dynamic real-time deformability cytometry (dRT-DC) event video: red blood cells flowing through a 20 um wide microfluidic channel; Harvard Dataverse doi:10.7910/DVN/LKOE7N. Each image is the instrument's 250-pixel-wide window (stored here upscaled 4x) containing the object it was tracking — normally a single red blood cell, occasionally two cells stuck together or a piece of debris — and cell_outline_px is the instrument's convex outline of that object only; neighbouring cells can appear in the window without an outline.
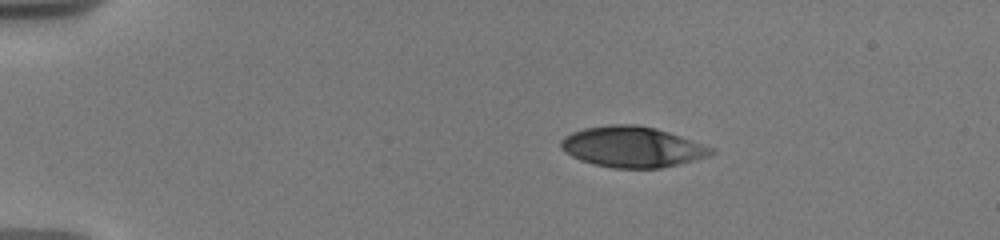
{"species": "human", "species_latin": "Homo sapiens", "temperature_condition": "warm", "stored_images_in_passage": 49, "camera_frame_rate_fps": 3000, "um_per_image_px": 0.085, "donor": {"sex": "male"}, "frame": {"image": 1, "passage_image": 1, "time_ms": 0.0, "image_size_px": [1000, 240], "cell_outline_px": [[716, 152], [712, 156], [680, 164], [660, 168], [612, 168], [592, 164], [580, 160], [564, 152], [560, 148], [560, 140], [564, 136], [572, 132], [584, 128], [608, 124], [636, 124], [656, 128], [680, 136], [712, 148]], "centroid_in_image_um": [53.72, 12.49], "position_along_channel_um": 31.3, "area_um2": 35.89}}
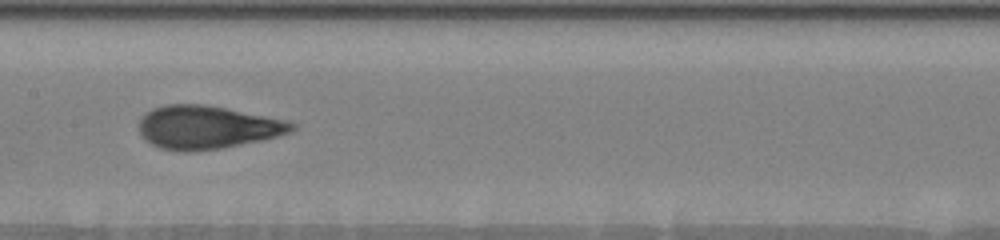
{"frame": {"image": 2, "passage_image": 21, "time_ms": 6.333, "image_size_px": [1000, 240], "cell_outline_px": [[296, 128], [292, 132], [260, 140], [220, 148], [184, 152], [160, 148], [152, 144], [140, 132], [140, 116], [152, 108], [164, 104], [204, 104], [288, 120], [296, 124]], "centroid_in_image_um": [17.61, 10.8], "position_along_channel_um": 189.8, "area_um2": 38.26}}
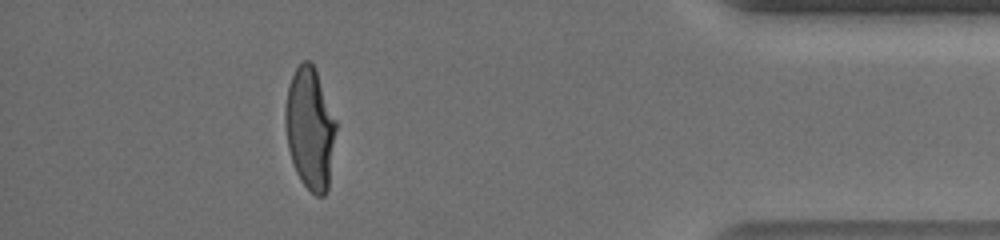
{"frame": {"image": 3, "passage_image": 43, "time_ms": 13.333, "image_size_px": [1000, 240], "cell_outline_px": [[336, 128], [328, 188], [324, 196], [316, 196], [300, 180], [296, 172], [288, 148], [284, 120], [284, 108], [288, 88], [292, 76], [296, 68], [304, 60], [308, 60], [316, 68], [336, 120]], "centroid_in_image_um": [26.34, 10.9], "position_along_channel_um": 408.9, "area_um2": 35.95}, "authors_computed_cell_mechanics": {"area_um2": 37.281, "velocity_mm_per_s": 3.6652, "shape_relaxation_time_tau1_ms": 4.5422, "shape_relaxation_time_tau2_ms": 0.7811, "deformation_change_tau1": 0.2174, "deformation_change_tau2": 0.078}}